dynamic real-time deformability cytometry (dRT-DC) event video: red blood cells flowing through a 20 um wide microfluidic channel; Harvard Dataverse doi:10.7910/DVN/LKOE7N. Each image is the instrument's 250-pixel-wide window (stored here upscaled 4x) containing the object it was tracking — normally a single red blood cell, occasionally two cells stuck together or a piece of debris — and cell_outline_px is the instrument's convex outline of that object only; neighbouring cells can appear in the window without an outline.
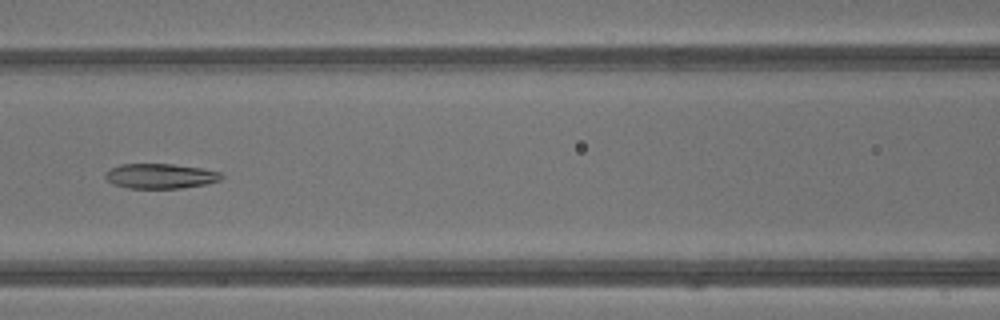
{"species": "common noctule bat (a hibernating species)", "species_latin": "Nyctalus noctula", "temperature_condition": "warm", "stored_images_in_passage": 18, "camera_frame_rate_fps": 3000, "um_per_image_px": 0.085, "animal": {"sex": "male", "body_mass_g": 13.3}, "frame": {"image": 1, "passage_image": 8, "time_ms": 2.333, "image_size_px": [1000, 320], "cell_outline_px": [[224, 176], [220, 180], [204, 184], [180, 188], [128, 188], [112, 184], [104, 176], [104, 172], [120, 164], [172, 164], [200, 168], [220, 172]], "centroid_in_image_um": [13.6, 14.96], "position_along_channel_um": 153.0, "area_um2": 16.76}}
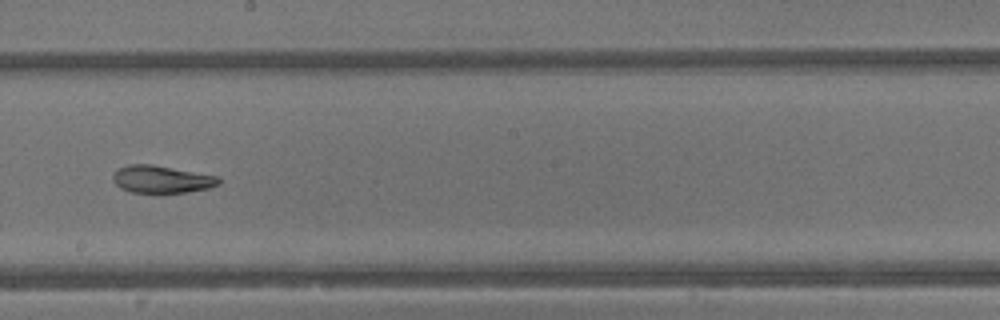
{"frame": {"image": 2, "passage_image": 13, "time_ms": 4.0, "image_size_px": [1000, 320], "cell_outline_px": [[220, 184], [208, 188], [188, 192], [156, 196], [132, 192], [120, 188], [112, 180], [112, 176], [116, 168], [128, 164], [152, 164], [220, 176]], "centroid_in_image_um": [13.71, 15.27], "position_along_channel_um": 234.5, "area_um2": 17.86}}